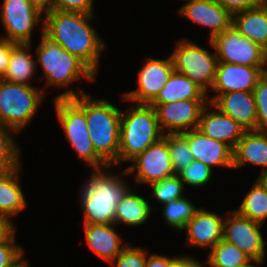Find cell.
<instances>
[{"label":"cell","instance_id":"1","mask_svg":"<svg viewBox=\"0 0 267 267\" xmlns=\"http://www.w3.org/2000/svg\"><path fill=\"white\" fill-rule=\"evenodd\" d=\"M44 16L43 31L98 75L100 54L107 46L90 24L95 14L55 9Z\"/></svg>","mask_w":267,"mask_h":267},{"label":"cell","instance_id":"2","mask_svg":"<svg viewBox=\"0 0 267 267\" xmlns=\"http://www.w3.org/2000/svg\"><path fill=\"white\" fill-rule=\"evenodd\" d=\"M113 167L93 169L90 178L83 182L79 194L83 224H114L117 205L131 186L123 179L127 171L116 174L111 172Z\"/></svg>","mask_w":267,"mask_h":267},{"label":"cell","instance_id":"3","mask_svg":"<svg viewBox=\"0 0 267 267\" xmlns=\"http://www.w3.org/2000/svg\"><path fill=\"white\" fill-rule=\"evenodd\" d=\"M41 32V41L36 47V65H40L45 79V87L55 86L66 88L56 98H74L86 94L83 89H71L69 85L73 82L85 79L93 82L96 74L78 57L71 55L56 40L52 39L43 31V25L39 27ZM69 87V88H68Z\"/></svg>","mask_w":267,"mask_h":267},{"label":"cell","instance_id":"4","mask_svg":"<svg viewBox=\"0 0 267 267\" xmlns=\"http://www.w3.org/2000/svg\"><path fill=\"white\" fill-rule=\"evenodd\" d=\"M84 112L95 152L111 166L118 165L121 110L107 99L88 93L71 98Z\"/></svg>","mask_w":267,"mask_h":267},{"label":"cell","instance_id":"5","mask_svg":"<svg viewBox=\"0 0 267 267\" xmlns=\"http://www.w3.org/2000/svg\"><path fill=\"white\" fill-rule=\"evenodd\" d=\"M164 136L150 104L130 105L120 118L118 165L129 162Z\"/></svg>","mask_w":267,"mask_h":267},{"label":"cell","instance_id":"6","mask_svg":"<svg viewBox=\"0 0 267 267\" xmlns=\"http://www.w3.org/2000/svg\"><path fill=\"white\" fill-rule=\"evenodd\" d=\"M35 86L0 79V125L17 133L33 119L46 93Z\"/></svg>","mask_w":267,"mask_h":267},{"label":"cell","instance_id":"7","mask_svg":"<svg viewBox=\"0 0 267 267\" xmlns=\"http://www.w3.org/2000/svg\"><path fill=\"white\" fill-rule=\"evenodd\" d=\"M53 102L58 121L77 157L91 166V170L109 166L94 150L85 112L71 98H56Z\"/></svg>","mask_w":267,"mask_h":267},{"label":"cell","instance_id":"8","mask_svg":"<svg viewBox=\"0 0 267 267\" xmlns=\"http://www.w3.org/2000/svg\"><path fill=\"white\" fill-rule=\"evenodd\" d=\"M171 54L175 71L184 74L207 94L212 88L218 65L214 52L204 49L195 42L182 38L176 41Z\"/></svg>","mask_w":267,"mask_h":267},{"label":"cell","instance_id":"9","mask_svg":"<svg viewBox=\"0 0 267 267\" xmlns=\"http://www.w3.org/2000/svg\"><path fill=\"white\" fill-rule=\"evenodd\" d=\"M209 43L215 49L218 62L267 67V52L241 35L232 25Z\"/></svg>","mask_w":267,"mask_h":267},{"label":"cell","instance_id":"10","mask_svg":"<svg viewBox=\"0 0 267 267\" xmlns=\"http://www.w3.org/2000/svg\"><path fill=\"white\" fill-rule=\"evenodd\" d=\"M0 20L5 37L17 44H32L34 28L43 25L44 17L29 0H3Z\"/></svg>","mask_w":267,"mask_h":267},{"label":"cell","instance_id":"11","mask_svg":"<svg viewBox=\"0 0 267 267\" xmlns=\"http://www.w3.org/2000/svg\"><path fill=\"white\" fill-rule=\"evenodd\" d=\"M130 162L132 164L125 170L128 175L133 173L134 182L139 185L147 184L149 186L175 175L168 143L164 137L146 148Z\"/></svg>","mask_w":267,"mask_h":267},{"label":"cell","instance_id":"12","mask_svg":"<svg viewBox=\"0 0 267 267\" xmlns=\"http://www.w3.org/2000/svg\"><path fill=\"white\" fill-rule=\"evenodd\" d=\"M230 213L223 221V240L236 245L251 260L265 261L267 241L260 230L263 224L241 216L236 210Z\"/></svg>","mask_w":267,"mask_h":267},{"label":"cell","instance_id":"13","mask_svg":"<svg viewBox=\"0 0 267 267\" xmlns=\"http://www.w3.org/2000/svg\"><path fill=\"white\" fill-rule=\"evenodd\" d=\"M143 62L137 75L138 88L122 95V99L131 104H150L175 70L171 55L165 59H154L150 56Z\"/></svg>","mask_w":267,"mask_h":267},{"label":"cell","instance_id":"14","mask_svg":"<svg viewBox=\"0 0 267 267\" xmlns=\"http://www.w3.org/2000/svg\"><path fill=\"white\" fill-rule=\"evenodd\" d=\"M209 100H184L165 104H150L157 113L164 134L197 129L203 107Z\"/></svg>","mask_w":267,"mask_h":267},{"label":"cell","instance_id":"15","mask_svg":"<svg viewBox=\"0 0 267 267\" xmlns=\"http://www.w3.org/2000/svg\"><path fill=\"white\" fill-rule=\"evenodd\" d=\"M267 72V67H252L218 62L215 79L212 84L215 95L208 97L213 102L220 94L234 91L251 92L258 80Z\"/></svg>","mask_w":267,"mask_h":267},{"label":"cell","instance_id":"16","mask_svg":"<svg viewBox=\"0 0 267 267\" xmlns=\"http://www.w3.org/2000/svg\"><path fill=\"white\" fill-rule=\"evenodd\" d=\"M224 217L216 212L199 207L181 231L186 233V245L201 249H212L223 239Z\"/></svg>","mask_w":267,"mask_h":267},{"label":"cell","instance_id":"17","mask_svg":"<svg viewBox=\"0 0 267 267\" xmlns=\"http://www.w3.org/2000/svg\"><path fill=\"white\" fill-rule=\"evenodd\" d=\"M178 10L179 15L210 28L209 40L232 25V14L214 0H187Z\"/></svg>","mask_w":267,"mask_h":267},{"label":"cell","instance_id":"18","mask_svg":"<svg viewBox=\"0 0 267 267\" xmlns=\"http://www.w3.org/2000/svg\"><path fill=\"white\" fill-rule=\"evenodd\" d=\"M186 138L194 160L213 167L233 168V149L224 142L205 136L198 129L181 132Z\"/></svg>","mask_w":267,"mask_h":267},{"label":"cell","instance_id":"19","mask_svg":"<svg viewBox=\"0 0 267 267\" xmlns=\"http://www.w3.org/2000/svg\"><path fill=\"white\" fill-rule=\"evenodd\" d=\"M197 129L205 136L224 142L233 150L245 132L236 121L222 113L211 102L203 107Z\"/></svg>","mask_w":267,"mask_h":267},{"label":"cell","instance_id":"20","mask_svg":"<svg viewBox=\"0 0 267 267\" xmlns=\"http://www.w3.org/2000/svg\"><path fill=\"white\" fill-rule=\"evenodd\" d=\"M212 104L230 116L245 131L257 130V108L253 91H234L220 94Z\"/></svg>","mask_w":267,"mask_h":267},{"label":"cell","instance_id":"21","mask_svg":"<svg viewBox=\"0 0 267 267\" xmlns=\"http://www.w3.org/2000/svg\"><path fill=\"white\" fill-rule=\"evenodd\" d=\"M85 241L98 257L113 261L127 244L116 231L115 224H84Z\"/></svg>","mask_w":267,"mask_h":267},{"label":"cell","instance_id":"22","mask_svg":"<svg viewBox=\"0 0 267 267\" xmlns=\"http://www.w3.org/2000/svg\"><path fill=\"white\" fill-rule=\"evenodd\" d=\"M262 167L267 171V132L245 131L233 150V168L240 169L246 164Z\"/></svg>","mask_w":267,"mask_h":267},{"label":"cell","instance_id":"23","mask_svg":"<svg viewBox=\"0 0 267 267\" xmlns=\"http://www.w3.org/2000/svg\"><path fill=\"white\" fill-rule=\"evenodd\" d=\"M232 26L267 52V0L255 8L232 14Z\"/></svg>","mask_w":267,"mask_h":267},{"label":"cell","instance_id":"24","mask_svg":"<svg viewBox=\"0 0 267 267\" xmlns=\"http://www.w3.org/2000/svg\"><path fill=\"white\" fill-rule=\"evenodd\" d=\"M207 93L187 76L173 71L168 82L150 104H165L184 100H208Z\"/></svg>","mask_w":267,"mask_h":267},{"label":"cell","instance_id":"25","mask_svg":"<svg viewBox=\"0 0 267 267\" xmlns=\"http://www.w3.org/2000/svg\"><path fill=\"white\" fill-rule=\"evenodd\" d=\"M0 174V215L12 218L27 207L25 195L19 184L20 168Z\"/></svg>","mask_w":267,"mask_h":267},{"label":"cell","instance_id":"26","mask_svg":"<svg viewBox=\"0 0 267 267\" xmlns=\"http://www.w3.org/2000/svg\"><path fill=\"white\" fill-rule=\"evenodd\" d=\"M32 44H15L11 51L8 67L5 75L1 78L11 83L30 85L39 66L32 55Z\"/></svg>","mask_w":267,"mask_h":267},{"label":"cell","instance_id":"27","mask_svg":"<svg viewBox=\"0 0 267 267\" xmlns=\"http://www.w3.org/2000/svg\"><path fill=\"white\" fill-rule=\"evenodd\" d=\"M149 204L142 195L129 189L117 205L114 224L141 226L150 218L152 207Z\"/></svg>","mask_w":267,"mask_h":267},{"label":"cell","instance_id":"28","mask_svg":"<svg viewBox=\"0 0 267 267\" xmlns=\"http://www.w3.org/2000/svg\"><path fill=\"white\" fill-rule=\"evenodd\" d=\"M235 210L247 219L264 224L267 219V191L257 179Z\"/></svg>","mask_w":267,"mask_h":267},{"label":"cell","instance_id":"29","mask_svg":"<svg viewBox=\"0 0 267 267\" xmlns=\"http://www.w3.org/2000/svg\"><path fill=\"white\" fill-rule=\"evenodd\" d=\"M206 260L209 267H239L251 259L236 245L222 239L210 249Z\"/></svg>","mask_w":267,"mask_h":267},{"label":"cell","instance_id":"30","mask_svg":"<svg viewBox=\"0 0 267 267\" xmlns=\"http://www.w3.org/2000/svg\"><path fill=\"white\" fill-rule=\"evenodd\" d=\"M162 214L165 224L174 230L181 231L186 223L194 216L199 209L187 197L171 200L162 205Z\"/></svg>","mask_w":267,"mask_h":267},{"label":"cell","instance_id":"31","mask_svg":"<svg viewBox=\"0 0 267 267\" xmlns=\"http://www.w3.org/2000/svg\"><path fill=\"white\" fill-rule=\"evenodd\" d=\"M14 133L16 132L0 125V174L10 172L22 165L21 149L14 141Z\"/></svg>","mask_w":267,"mask_h":267},{"label":"cell","instance_id":"32","mask_svg":"<svg viewBox=\"0 0 267 267\" xmlns=\"http://www.w3.org/2000/svg\"><path fill=\"white\" fill-rule=\"evenodd\" d=\"M163 137L168 143L174 172L178 174L194 160L189 144L181 133L164 134Z\"/></svg>","mask_w":267,"mask_h":267},{"label":"cell","instance_id":"33","mask_svg":"<svg viewBox=\"0 0 267 267\" xmlns=\"http://www.w3.org/2000/svg\"><path fill=\"white\" fill-rule=\"evenodd\" d=\"M152 197L164 205L171 200L184 197L185 186L177 174L149 185Z\"/></svg>","mask_w":267,"mask_h":267},{"label":"cell","instance_id":"34","mask_svg":"<svg viewBox=\"0 0 267 267\" xmlns=\"http://www.w3.org/2000/svg\"><path fill=\"white\" fill-rule=\"evenodd\" d=\"M186 187H202L209 184L213 176V169L201 161L193 160L187 167L177 174Z\"/></svg>","mask_w":267,"mask_h":267},{"label":"cell","instance_id":"35","mask_svg":"<svg viewBox=\"0 0 267 267\" xmlns=\"http://www.w3.org/2000/svg\"><path fill=\"white\" fill-rule=\"evenodd\" d=\"M253 95L257 108V131L267 132V72L258 80Z\"/></svg>","mask_w":267,"mask_h":267},{"label":"cell","instance_id":"36","mask_svg":"<svg viewBox=\"0 0 267 267\" xmlns=\"http://www.w3.org/2000/svg\"><path fill=\"white\" fill-rule=\"evenodd\" d=\"M148 254V251L142 247L127 244L109 264L116 267H144Z\"/></svg>","mask_w":267,"mask_h":267},{"label":"cell","instance_id":"37","mask_svg":"<svg viewBox=\"0 0 267 267\" xmlns=\"http://www.w3.org/2000/svg\"><path fill=\"white\" fill-rule=\"evenodd\" d=\"M16 233L7 241L0 244V267H6L14 262L23 252L21 245L15 244Z\"/></svg>","mask_w":267,"mask_h":267},{"label":"cell","instance_id":"38","mask_svg":"<svg viewBox=\"0 0 267 267\" xmlns=\"http://www.w3.org/2000/svg\"><path fill=\"white\" fill-rule=\"evenodd\" d=\"M93 1L94 0H55V9L95 14Z\"/></svg>","mask_w":267,"mask_h":267},{"label":"cell","instance_id":"39","mask_svg":"<svg viewBox=\"0 0 267 267\" xmlns=\"http://www.w3.org/2000/svg\"><path fill=\"white\" fill-rule=\"evenodd\" d=\"M231 14L239 11L255 8L261 5L265 0H214Z\"/></svg>","mask_w":267,"mask_h":267},{"label":"cell","instance_id":"40","mask_svg":"<svg viewBox=\"0 0 267 267\" xmlns=\"http://www.w3.org/2000/svg\"><path fill=\"white\" fill-rule=\"evenodd\" d=\"M15 42L0 36V79L5 75Z\"/></svg>","mask_w":267,"mask_h":267},{"label":"cell","instance_id":"41","mask_svg":"<svg viewBox=\"0 0 267 267\" xmlns=\"http://www.w3.org/2000/svg\"><path fill=\"white\" fill-rule=\"evenodd\" d=\"M179 256L168 257L159 254L147 255L144 267H169Z\"/></svg>","mask_w":267,"mask_h":267},{"label":"cell","instance_id":"42","mask_svg":"<svg viewBox=\"0 0 267 267\" xmlns=\"http://www.w3.org/2000/svg\"><path fill=\"white\" fill-rule=\"evenodd\" d=\"M14 225L12 219L0 215V244L7 242L16 233Z\"/></svg>","mask_w":267,"mask_h":267},{"label":"cell","instance_id":"43","mask_svg":"<svg viewBox=\"0 0 267 267\" xmlns=\"http://www.w3.org/2000/svg\"><path fill=\"white\" fill-rule=\"evenodd\" d=\"M169 267H205L204 263L200 262L196 258L182 255L179 256Z\"/></svg>","mask_w":267,"mask_h":267},{"label":"cell","instance_id":"44","mask_svg":"<svg viewBox=\"0 0 267 267\" xmlns=\"http://www.w3.org/2000/svg\"><path fill=\"white\" fill-rule=\"evenodd\" d=\"M29 1L41 14L46 15L55 10V0H29Z\"/></svg>","mask_w":267,"mask_h":267},{"label":"cell","instance_id":"45","mask_svg":"<svg viewBox=\"0 0 267 267\" xmlns=\"http://www.w3.org/2000/svg\"><path fill=\"white\" fill-rule=\"evenodd\" d=\"M24 256H25V254L23 252L14 262H12L10 265H8L6 267H30L28 260H26V258H24Z\"/></svg>","mask_w":267,"mask_h":267},{"label":"cell","instance_id":"46","mask_svg":"<svg viewBox=\"0 0 267 267\" xmlns=\"http://www.w3.org/2000/svg\"><path fill=\"white\" fill-rule=\"evenodd\" d=\"M256 179L262 184V186L267 191V171L262 172Z\"/></svg>","mask_w":267,"mask_h":267},{"label":"cell","instance_id":"47","mask_svg":"<svg viewBox=\"0 0 267 267\" xmlns=\"http://www.w3.org/2000/svg\"><path fill=\"white\" fill-rule=\"evenodd\" d=\"M264 262L265 261L250 260L248 263H246L242 266H239V267H258L260 264H262Z\"/></svg>","mask_w":267,"mask_h":267}]
</instances>
